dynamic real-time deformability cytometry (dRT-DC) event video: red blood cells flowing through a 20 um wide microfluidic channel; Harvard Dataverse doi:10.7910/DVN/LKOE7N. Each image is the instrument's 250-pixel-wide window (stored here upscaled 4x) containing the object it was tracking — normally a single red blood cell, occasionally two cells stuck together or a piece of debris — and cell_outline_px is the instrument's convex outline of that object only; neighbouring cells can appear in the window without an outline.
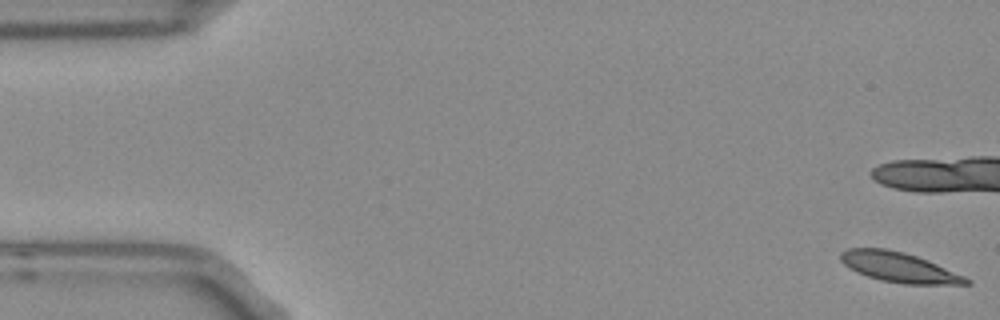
{"species": "Egyptian fruit bat (a non-hibernating species)", "species_latin": "Rousettus aegyptiacus", "temperature_condition": "room temperature", "stored_images_in_passage": 14, "camera_frame_rate_fps": 3000, "um_per_image_px": 0.085, "frame": {"image": 1, "passage_image": 1, "time_ms": 0.0, "image_size_px": [1000, 320], "cell_outline_px": [[972, 284], [904, 284], [880, 280], [856, 272], [844, 264], [840, 260], [840, 252], [848, 248], [884, 248], [904, 252], [916, 256], [936, 264], [964, 276], [972, 280]], "centroid_in_image_um": [76.39, 22.72], "position_along_channel_um": 8.6, "area_um2": 21.73}}